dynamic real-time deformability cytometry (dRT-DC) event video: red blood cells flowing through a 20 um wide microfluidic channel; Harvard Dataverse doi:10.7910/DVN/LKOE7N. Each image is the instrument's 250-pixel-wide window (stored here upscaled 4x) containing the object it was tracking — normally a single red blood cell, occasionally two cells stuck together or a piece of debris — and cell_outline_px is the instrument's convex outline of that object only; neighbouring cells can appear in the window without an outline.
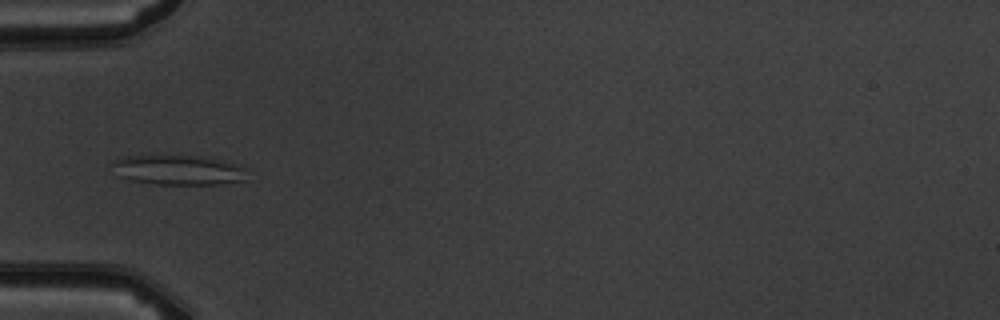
{"species": "common noctule bat (a hibernating species)", "species_latin": "Nyctalus noctula", "temperature_condition": "warm", "stored_images_in_passage": 8, "camera_frame_rate_fps": 3000, "um_per_image_px": 0.085, "animal": {"sex": "male", "body_mass_g": 19.5, "forearm_length_mm": 54.6}, "frame": {"image": 1, "passage_image": 5, "time_ms": 5.667, "image_size_px": [1000, 320], "cell_outline_px": [[248, 168], [244, 180], [220, 184], [156, 184], [128, 180], [120, 176], [112, 164], [112, 160], [124, 156], [200, 156]], "centroid_in_image_um": [15.13, 14.46], "position_along_channel_um": 69.9, "area_um2": 23.06}}
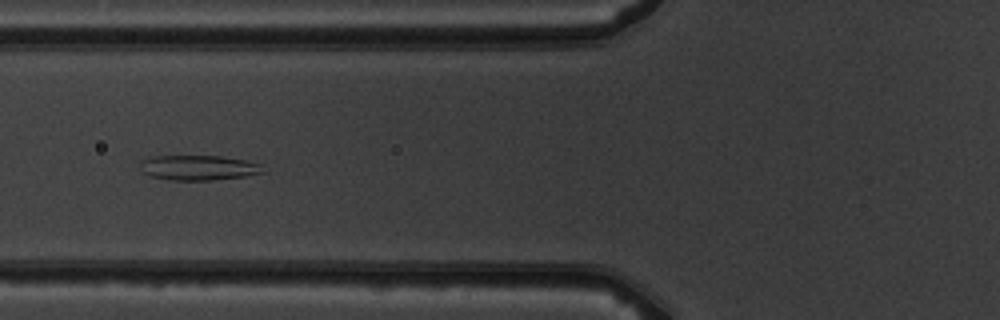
{"frame": {"image": 2, "passage_image": 6, "time_ms": 6.667, "image_size_px": [1000, 320], "cell_outline_px": [[264, 172], [244, 176], [212, 180], [168, 180], [148, 176], [140, 168], [140, 160], [152, 156], [220, 156], [244, 160], [260, 164]], "centroid_in_image_um": [16.8, 14.25], "position_along_channel_um": 109.0, "area_um2": 17.86}}
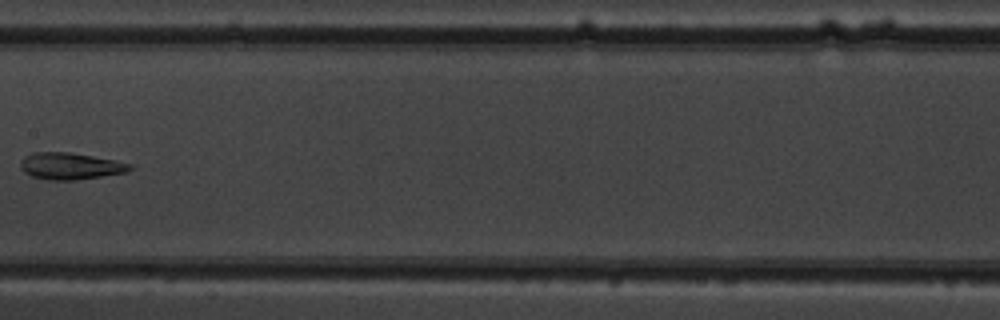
{"frame": {"image": 3, "passage_image": 8, "time_ms": 9.0, "image_size_px": [1000, 320], "cell_outline_px": [[136, 168], [128, 172], [72, 180], [48, 180], [32, 176], [24, 172], [20, 168], [20, 160], [24, 156], [32, 152], [68, 152], [92, 156], [132, 164]], "centroid_in_image_um": [5.96, 14.11], "position_along_channel_um": 201.4, "area_um2": 17.05}}